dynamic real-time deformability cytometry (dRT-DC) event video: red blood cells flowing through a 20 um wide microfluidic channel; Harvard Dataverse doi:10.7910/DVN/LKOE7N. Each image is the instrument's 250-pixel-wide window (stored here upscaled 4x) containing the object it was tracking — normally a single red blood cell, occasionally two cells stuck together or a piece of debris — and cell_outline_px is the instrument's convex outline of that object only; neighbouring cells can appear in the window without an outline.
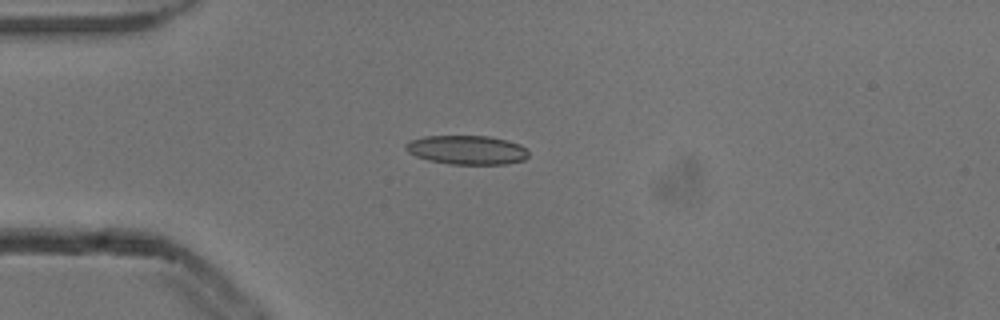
{"species": "common noctule bat (a hibernating species)", "species_latin": "Nyctalus noctula", "temperature_condition": "cold", "stored_images_in_passage": 5, "camera_frame_rate_fps": 3000, "um_per_image_px": 0.085, "animal": {"sex": "male", "body_mass_g": 13.3}, "frame": {"image": 1, "passage_image": 4, "time_ms": 1.0, "image_size_px": [1000, 320], "cell_outline_px": [[528, 156], [524, 160], [504, 164], [452, 164], [428, 160], [416, 156], [408, 152], [404, 148], [404, 144], [412, 140], [424, 136], [488, 136], [520, 144], [528, 152]], "centroid_in_image_um": [39.66, 12.74], "position_along_channel_um": 45.3, "area_um2": 20.63}}
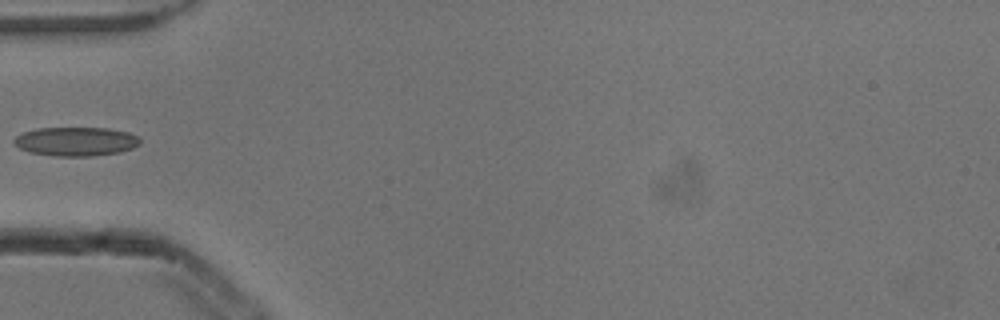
{"frame": {"image": 2, "passage_image": 5, "time_ms": 1.333, "image_size_px": [1000, 320], "cell_outline_px": [[140, 144], [132, 148], [120, 152], [92, 156], [56, 156], [28, 152], [12, 144], [12, 140], [16, 136], [24, 132], [36, 128], [108, 128], [128, 132], [136, 136], [140, 140]], "centroid_in_image_um": [6.41, 12.02], "position_along_channel_um": 78.6, "area_um2": 21.33}}